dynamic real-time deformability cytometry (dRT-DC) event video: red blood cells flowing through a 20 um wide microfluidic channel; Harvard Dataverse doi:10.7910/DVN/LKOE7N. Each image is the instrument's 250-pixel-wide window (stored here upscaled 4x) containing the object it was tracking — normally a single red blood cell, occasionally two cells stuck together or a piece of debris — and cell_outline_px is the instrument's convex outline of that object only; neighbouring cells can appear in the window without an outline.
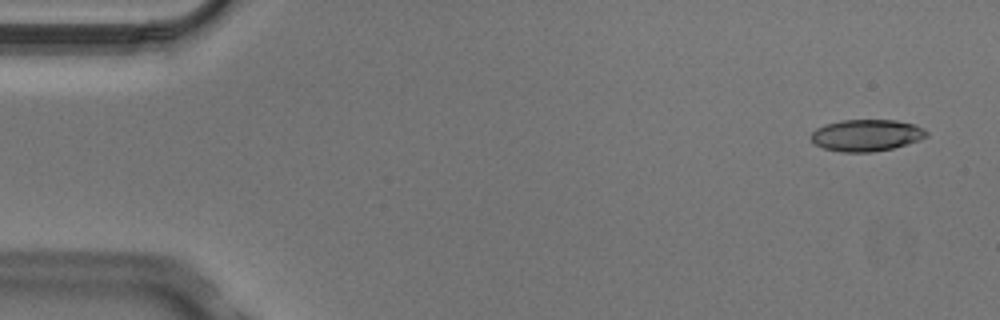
{"species": "Egyptian fruit bat (a non-hibernating species)", "species_latin": "Rousettus aegyptiacus", "temperature_condition": "cold", "stored_images_in_passage": 6, "camera_frame_rate_fps": 3000, "um_per_image_px": 0.085, "animal": {"sex": "male"}, "frame": {"image": 1, "passage_image": 1, "time_ms": 0.0, "image_size_px": [1000, 320], "cell_outline_px": [[928, 136], [892, 148], [872, 152], [840, 152], [824, 148], [816, 144], [808, 136], [816, 128], [824, 124], [840, 120], [896, 120], [916, 124], [928, 132]], "centroid_in_image_um": [73.6, 11.48], "position_along_channel_um": 11.4, "area_um2": 21.33}}
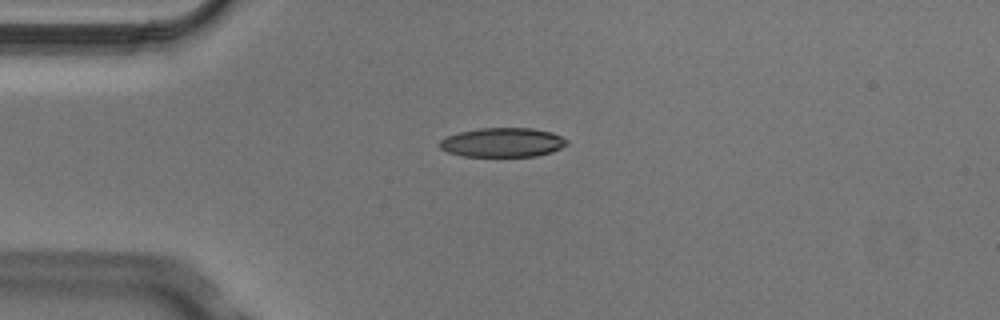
{"frame": {"image": 2, "passage_image": 3, "time_ms": 0.667, "image_size_px": [1000, 320], "cell_outline_px": [[568, 144], [552, 152], [536, 156], [460, 156], [448, 152], [440, 148], [440, 140], [448, 136], [460, 132], [480, 128], [532, 128], [552, 132], [568, 140]], "centroid_in_image_um": [42.74, 12.11], "position_along_channel_um": 42.3, "area_um2": 21.62}}
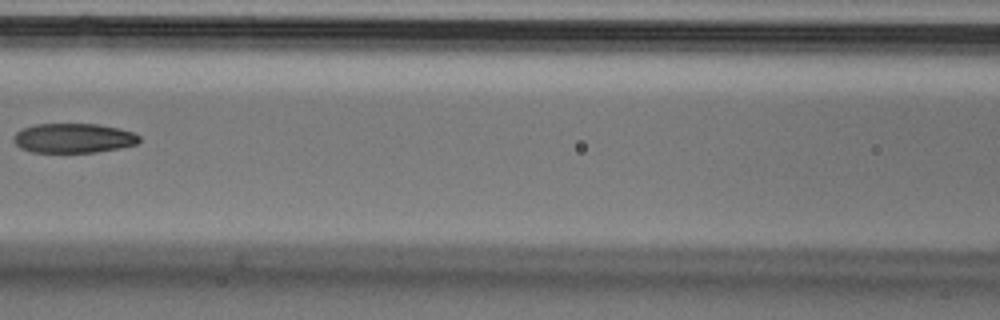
{"frame": {"image": 3, "passage_image": 6, "time_ms": 1.667, "image_size_px": [1000, 320], "cell_outline_px": [[140, 140], [136, 144], [120, 148], [96, 152], [32, 152], [20, 148], [16, 144], [16, 132], [24, 128], [36, 124], [96, 124], [120, 128], [132, 132], [140, 136]], "centroid_in_image_um": [6.29, 11.74], "position_along_channel_um": 160.3, "area_um2": 21.44}}